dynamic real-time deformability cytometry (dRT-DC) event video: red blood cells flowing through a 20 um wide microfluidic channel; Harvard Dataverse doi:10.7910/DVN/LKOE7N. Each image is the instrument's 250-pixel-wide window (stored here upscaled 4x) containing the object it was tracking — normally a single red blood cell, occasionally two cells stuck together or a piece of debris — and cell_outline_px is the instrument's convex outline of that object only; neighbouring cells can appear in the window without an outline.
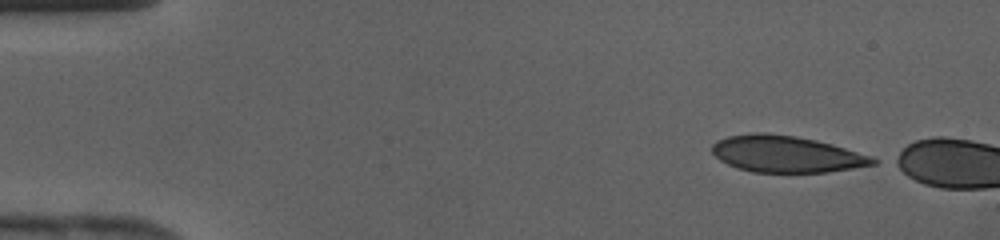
{"species": "human", "species_latin": "Homo sapiens", "temperature_condition": "cold", "stored_images_in_passage": 36, "camera_frame_rate_fps": 3000, "um_per_image_px": 0.085, "donor": {"sex": "female"}, "frame": {"image": 1, "passage_image": 1, "time_ms": 0.0, "image_size_px": [1000, 240], "cell_outline_px": [[880, 160], [876, 164], [828, 172], [752, 172], [736, 168], [720, 160], [712, 152], [712, 144], [716, 140], [728, 136], [756, 132], [768, 132], [796, 136], [816, 140], [832, 144], [872, 156]], "centroid_in_image_um": [66.83, 13.09], "position_along_channel_um": 18.2, "area_um2": 34.45}}
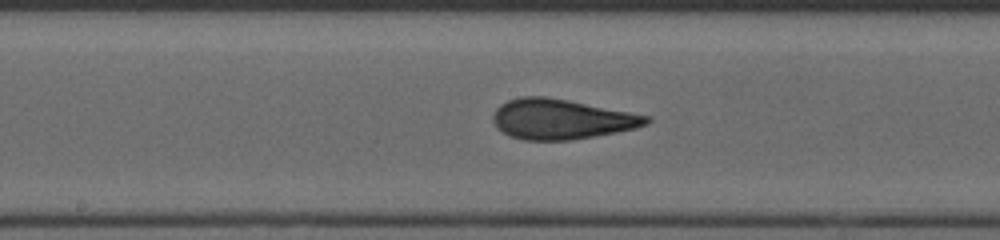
{"frame": {"image": 2, "passage_image": 19, "time_ms": 6.0, "image_size_px": [1000, 240], "cell_outline_px": [[652, 120], [648, 124], [636, 128], [616, 132], [572, 140], [524, 140], [512, 136], [504, 132], [492, 120], [492, 116], [496, 108], [500, 104], [508, 100], [520, 96], [544, 96], [568, 100], [652, 116]], "centroid_in_image_um": [47.75, 10.12], "position_along_channel_um": 200.5, "area_um2": 35.78}}
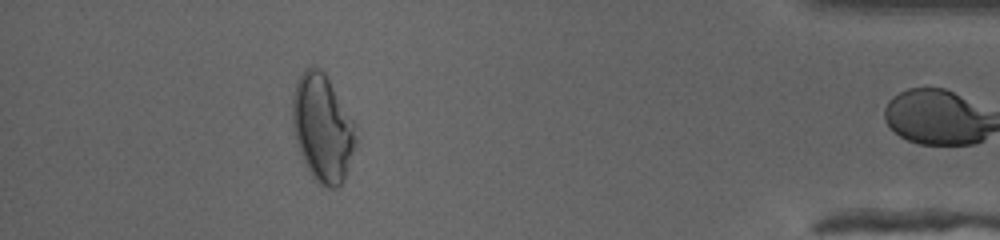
{"frame": {"image": 3, "passage_image": 35, "time_ms": 11.333, "image_size_px": [1000, 240], "cell_outline_px": [[356, 144], [344, 180], [336, 188], [328, 188], [320, 184], [312, 176], [296, 144], [292, 124], [292, 100], [296, 84], [304, 68], [312, 64], [320, 68], [324, 72], [356, 124]], "centroid_in_image_um": [27.42, 10.86], "position_along_channel_um": 407.8, "area_um2": 39.71}}